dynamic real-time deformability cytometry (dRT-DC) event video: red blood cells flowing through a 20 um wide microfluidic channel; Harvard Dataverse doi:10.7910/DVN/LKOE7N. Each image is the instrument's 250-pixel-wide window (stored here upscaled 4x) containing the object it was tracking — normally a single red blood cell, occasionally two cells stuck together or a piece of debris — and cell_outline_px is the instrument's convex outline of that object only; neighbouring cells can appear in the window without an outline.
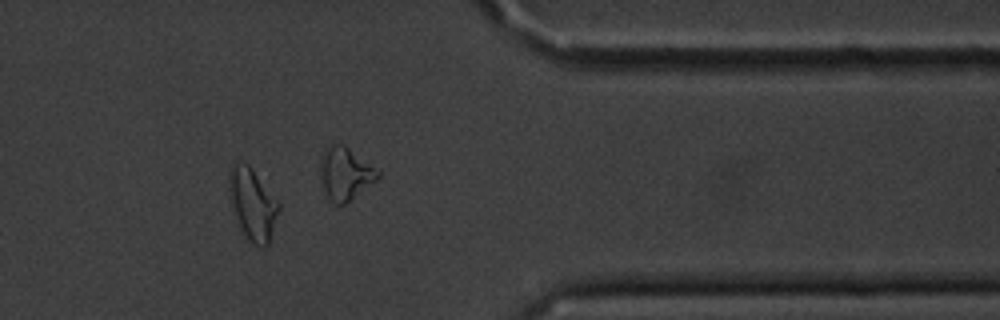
{"species": "common noctule bat (a hibernating species)", "species_latin": "Nyctalus noctula", "temperature_condition": "cold", "stored_images_in_passage": 15, "camera_frame_rate_fps": 3000, "um_per_image_px": 0.085, "animal": {"sex": "male", "body_mass_g": 20.1, "forearm_length_mm": 53.5}, "frame": {"image": 1, "passage_image": 13, "time_ms": 14.667, "image_size_px": [1000, 320], "cell_outline_px": [[280, 208], [268, 248], [264, 248], [252, 244], [248, 240], [240, 228], [228, 196], [228, 176], [232, 164], [248, 164], [252, 168], [280, 204]], "centroid_in_image_um": [21.47, 17.4], "position_along_channel_um": 389.9, "area_um2": 20.87}, "authors_computed_cell_mechanics": {"area_um2": 17.4556, "velocity_mm_per_s": 3.6315, "shape_relaxation_time_tau1_ms": null, "shape_relaxation_time_tau2_ms": 0.3127, "deformation_change_tau1": null, "deformation_change_tau2": 0.0516}}